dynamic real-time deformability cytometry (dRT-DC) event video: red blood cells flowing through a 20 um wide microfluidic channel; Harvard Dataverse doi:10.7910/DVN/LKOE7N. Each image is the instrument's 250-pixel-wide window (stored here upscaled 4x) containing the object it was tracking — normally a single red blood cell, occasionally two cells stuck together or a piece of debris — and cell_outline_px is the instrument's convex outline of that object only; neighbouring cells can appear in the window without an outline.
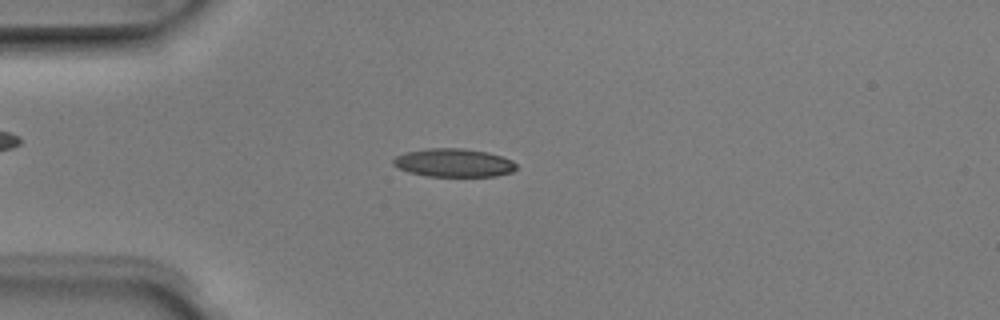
{"species": "Egyptian fruit bat (a non-hibernating species)", "species_latin": "Rousettus aegyptiacus", "temperature_condition": "room temperature", "stored_images_in_passage": 4, "camera_frame_rate_fps": 3000, "um_per_image_px": 0.085, "animal": {"sex": "male"}, "frame": {"image": 1, "passage_image": 4, "time_ms": 1.0, "image_size_px": [1000, 320], "cell_outline_px": [[516, 168], [512, 172], [496, 176], [424, 176], [408, 172], [392, 164], [392, 160], [396, 156], [408, 152], [428, 148], [464, 148], [488, 152], [512, 160], [516, 164]], "centroid_in_image_um": [38.57, 13.84], "position_along_channel_um": 46.4, "area_um2": 20.29}}